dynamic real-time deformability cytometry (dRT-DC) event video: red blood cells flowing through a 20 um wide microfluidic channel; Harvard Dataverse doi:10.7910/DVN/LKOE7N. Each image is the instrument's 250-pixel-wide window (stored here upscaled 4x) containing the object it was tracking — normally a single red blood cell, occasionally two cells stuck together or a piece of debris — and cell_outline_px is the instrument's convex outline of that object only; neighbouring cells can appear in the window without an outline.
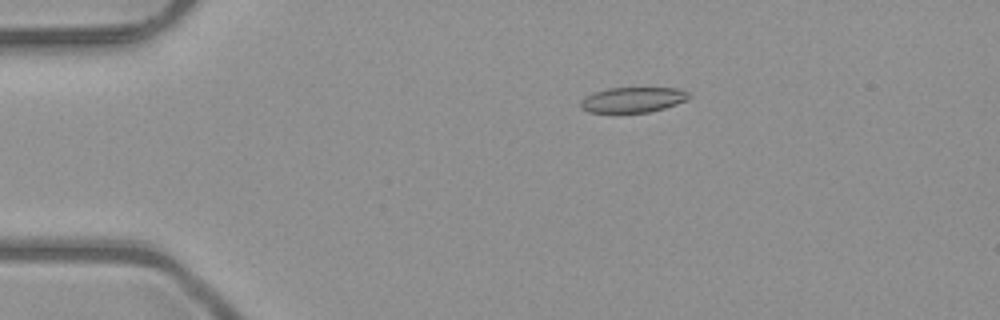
{"species": "common noctule bat (a hibernating species)", "species_latin": "Nyctalus noctula", "temperature_condition": "room temperature", "stored_images_in_passage": 47, "camera_frame_rate_fps": 3000, "um_per_image_px": 0.085, "animal": {"sex": "male", "body_mass_g": 23.1, "forearm_length_mm": 52.7}, "frame": {"image": 1, "passage_image": 6, "time_ms": 1.667, "image_size_px": [1000, 320], "cell_outline_px": [[692, 96], [688, 100], [664, 108], [648, 112], [616, 116], [588, 112], [580, 108], [580, 100], [596, 92], [608, 88], [676, 88], [688, 92]], "centroid_in_image_um": [53.75, 8.54], "position_along_channel_um": 31.3, "area_um2": 16.7}}
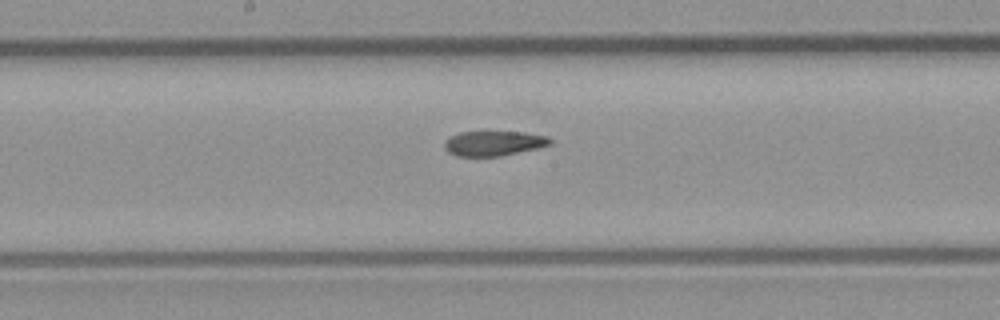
{"frame": {"image": 2, "passage_image": 23, "time_ms": 7.333, "image_size_px": [1000, 320], "cell_outline_px": [[552, 144], [536, 148], [500, 156], [456, 156], [448, 152], [444, 148], [444, 140], [460, 132], [524, 132], [548, 136], [552, 140]], "centroid_in_image_um": [41.95, 12.18], "position_along_channel_um": 206.2, "area_um2": 15.26}}
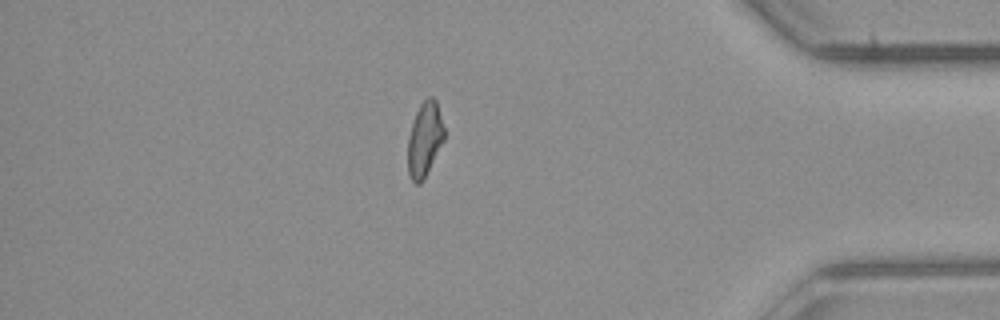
{"frame": {"image": 3, "passage_image": 40, "time_ms": 13.0, "image_size_px": [1000, 320], "cell_outline_px": [[444, 140], [424, 180], [420, 184], [416, 184], [412, 180], [408, 172], [408, 136], [416, 112], [420, 104], [428, 96], [432, 96], [436, 100], [444, 128]], "centroid_in_image_um": [36.09, 11.85], "position_along_channel_um": 399.1, "area_um2": 15.78}, "authors_computed_cell_mechanics": {"area_um2": 16.6464, "velocity_mm_per_s": 4.044, "shape_relaxation_time_tau1_ms": null, "shape_relaxation_time_tau2_ms": 4.6043, "deformation_change_tau1": null, "deformation_change_tau2": 0.121}}